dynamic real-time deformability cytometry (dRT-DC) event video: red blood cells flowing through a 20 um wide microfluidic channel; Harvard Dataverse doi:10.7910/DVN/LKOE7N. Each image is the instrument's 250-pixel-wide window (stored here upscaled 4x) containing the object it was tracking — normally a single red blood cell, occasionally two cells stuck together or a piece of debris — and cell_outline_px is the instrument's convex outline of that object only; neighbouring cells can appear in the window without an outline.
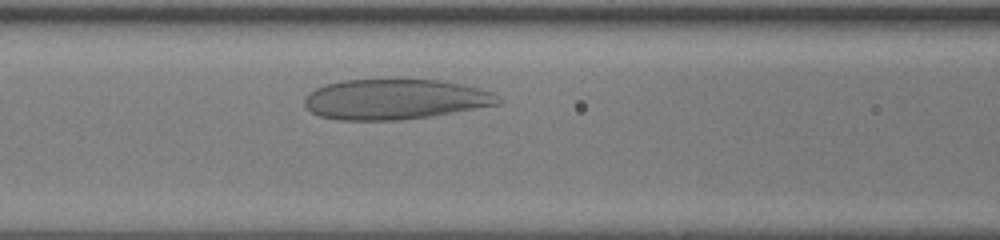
{"species": "human", "species_latin": "Homo sapiens", "temperature_condition": "room temperature", "stored_images_in_passage": 29, "camera_frame_rate_fps": 3000, "um_per_image_px": 0.085, "donor": {"sex": "female"}, "frame": {"image": 1, "passage_image": 9, "time_ms": 2.667, "image_size_px": [1000, 240], "cell_outline_px": [[500, 104], [428, 116], [400, 120], [336, 120], [320, 116], [312, 112], [304, 104], [304, 100], [308, 92], [324, 84], [344, 80], [440, 80], [464, 84], [492, 92], [500, 100]], "centroid_in_image_um": [33.53, 8.44], "position_along_channel_um": 133.1, "area_um2": 45.2}}
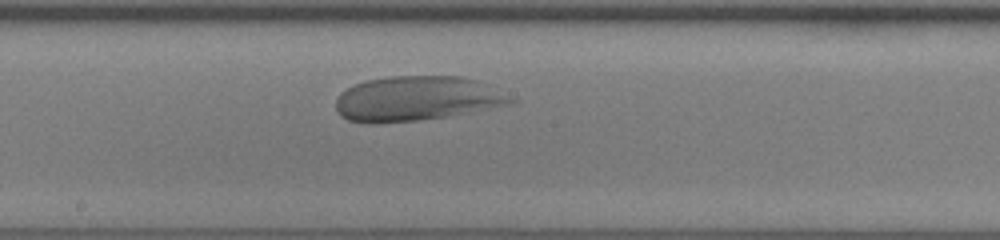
{"frame": {"image": 2, "passage_image": 15, "time_ms": 4.667, "image_size_px": [1000, 240], "cell_outline_px": [[520, 100], [512, 104], [448, 116], [416, 120], [372, 124], [368, 124], [348, 120], [340, 116], [336, 108], [336, 100], [340, 92], [364, 80], [388, 76], [460, 76], [476, 80]], "centroid_in_image_um": [35.4, 8.38], "position_along_channel_um": 212.8, "area_um2": 45.72}}
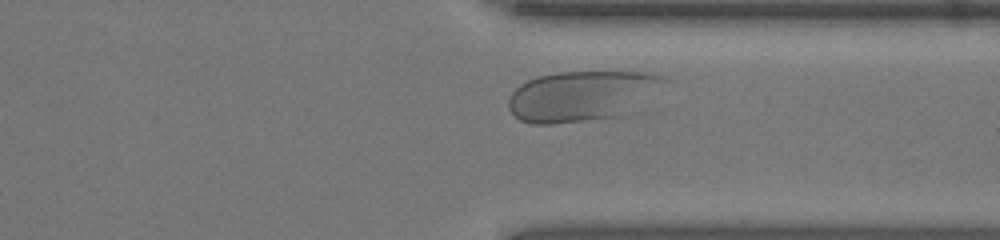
{"frame": {"image": 3, "passage_image": 26, "time_ms": 8.333, "image_size_px": [1000, 240], "cell_outline_px": [[672, 80], [628, 116], [552, 124], [532, 124], [520, 120], [508, 108], [508, 96], [520, 84], [528, 80], [540, 76], [560, 72], [644, 72], [664, 76]], "centroid_in_image_um": [49.54, 8.16], "position_along_channel_um": 361.9, "area_um2": 46.53}, "authors_computed_cell_mechanics": {"area_um2": 46.4134, "velocity_mm_per_s": 4.0057, "shape_relaxation_time_tau1_ms": 6.7687, "shape_relaxation_time_tau2_ms": null, "deformation_change_tau1": 0.2223, "deformation_change_tau2": null}}